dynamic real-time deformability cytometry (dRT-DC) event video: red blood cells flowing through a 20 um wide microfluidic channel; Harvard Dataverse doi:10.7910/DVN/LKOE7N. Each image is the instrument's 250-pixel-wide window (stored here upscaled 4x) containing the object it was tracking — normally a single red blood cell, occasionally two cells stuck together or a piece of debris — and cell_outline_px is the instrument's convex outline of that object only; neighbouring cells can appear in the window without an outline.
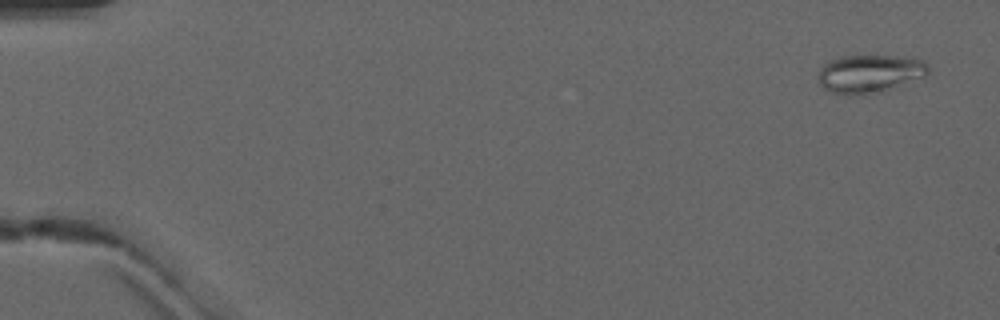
{"species": "common noctule bat (a hibernating species)", "species_latin": "Nyctalus noctula", "temperature_condition": "warm", "stored_images_in_passage": 4, "camera_frame_rate_fps": 3000, "um_per_image_px": 0.085, "animal": {"sex": "male", "forearm_length_mm": 52.5}, "frame": {"image": 1, "passage_image": 4, "time_ms": 4.0, "image_size_px": [1000, 320], "cell_outline_px": [[928, 72], [924, 76], [880, 92], [848, 96], [832, 92], [824, 88], [816, 80], [820, 68], [824, 64], [840, 56], [896, 56], [924, 60], [928, 64]], "centroid_in_image_um": [73.87, 6.27], "position_along_channel_um": 11.1, "area_um2": 24.33}}